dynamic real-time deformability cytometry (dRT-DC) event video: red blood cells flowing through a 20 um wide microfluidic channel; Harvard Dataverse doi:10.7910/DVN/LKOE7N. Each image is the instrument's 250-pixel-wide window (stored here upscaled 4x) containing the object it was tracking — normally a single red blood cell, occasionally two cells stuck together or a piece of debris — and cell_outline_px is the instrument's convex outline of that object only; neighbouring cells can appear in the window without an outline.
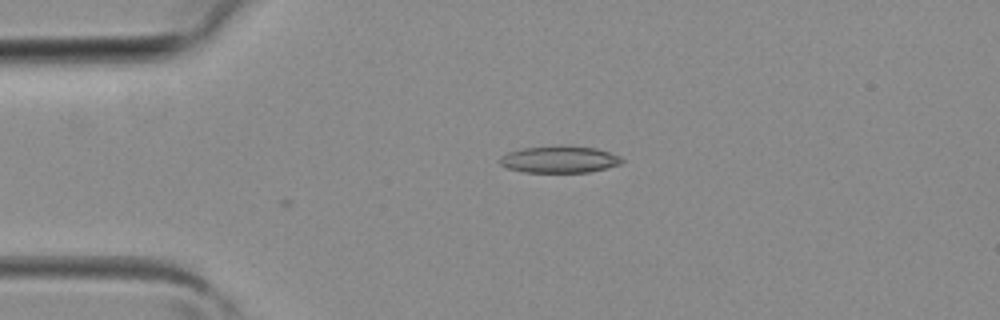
{"species": "common noctule bat (a hibernating species)", "species_latin": "Nyctalus noctula", "temperature_condition": "room temperature", "stored_images_in_passage": 2, "camera_frame_rate_fps": 3000, "um_per_image_px": 0.085, "animal": {"sex": "female", "body_mass_g": 19.3, "forearm_length_mm": 54.1}, "frame": {"image": 1, "passage_image": 1, "time_ms": 0.0, "image_size_px": [1000, 320], "cell_outline_px": [[624, 160], [620, 164], [588, 172], [524, 172], [508, 168], [500, 164], [500, 156], [508, 152], [520, 148], [556, 144], [564, 144], [596, 148], [620, 156]], "centroid_in_image_um": [47.52, 13.52], "position_along_channel_um": 37.5, "area_um2": 19.42}}
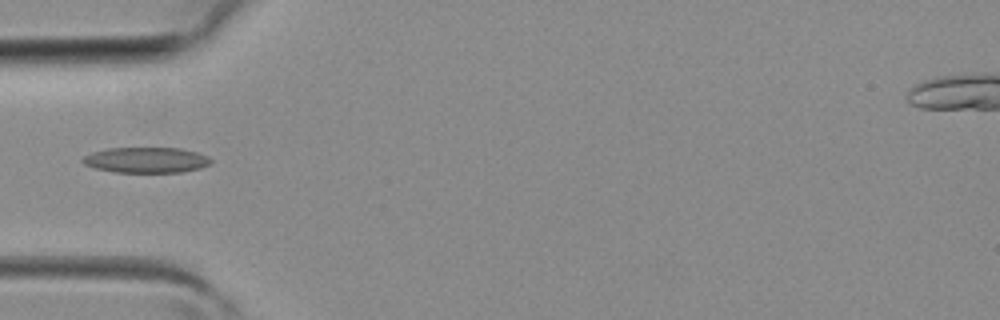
{"frame": {"image": 2, "passage_image": 2, "time_ms": 0.333, "image_size_px": [1000, 320], "cell_outline_px": [[212, 164], [200, 168], [180, 172], [116, 172], [96, 168], [84, 164], [80, 160], [84, 156], [92, 152], [108, 148], [180, 148], [196, 152], [208, 156], [212, 160]], "centroid_in_image_um": [12.44, 13.6], "position_along_channel_um": 72.6, "area_um2": 19.07}}